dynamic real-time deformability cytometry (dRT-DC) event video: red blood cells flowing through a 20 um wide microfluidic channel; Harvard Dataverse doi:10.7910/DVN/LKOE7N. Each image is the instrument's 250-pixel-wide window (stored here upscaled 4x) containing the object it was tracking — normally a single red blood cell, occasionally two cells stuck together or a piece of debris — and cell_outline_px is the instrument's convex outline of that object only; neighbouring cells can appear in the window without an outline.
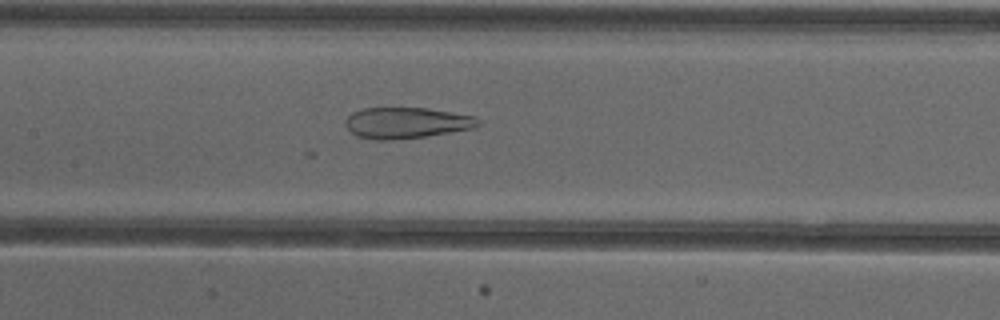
{"species": "common noctule bat (a hibernating species)", "species_latin": "Nyctalus noctula", "temperature_condition": "cold", "stored_images_in_passage": 47, "camera_frame_rate_fps": 3000, "um_per_image_px": 0.085, "animal": {"sex": "female"}, "frame": {"image": 1, "passage_image": 20, "time_ms": 6.333, "image_size_px": [1000, 320], "cell_outline_px": [[480, 124], [476, 128], [424, 136], [392, 140], [376, 140], [356, 136], [344, 124], [344, 120], [352, 112], [364, 108], [428, 108], [476, 116], [480, 120]], "centroid_in_image_um": [34.56, 10.44], "position_along_channel_um": 172.8, "area_um2": 24.1}}
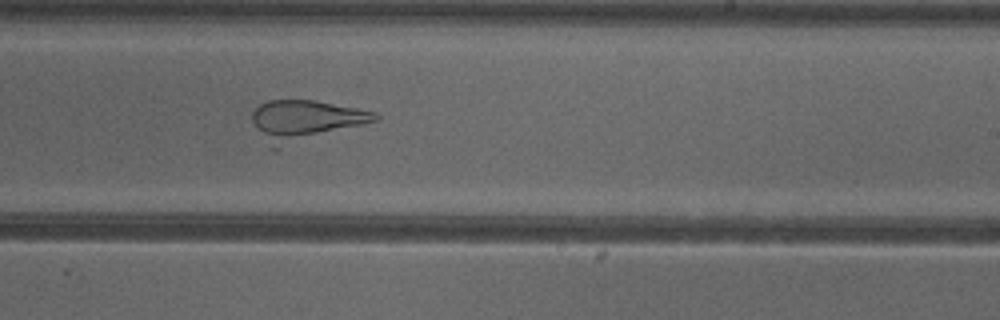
{"frame": {"image": 2, "passage_image": 27, "time_ms": 8.667, "image_size_px": [1000, 320], "cell_outline_px": [[380, 120], [276, 152], [272, 148], [252, 120], [252, 112], [260, 104], [268, 100], [316, 100], [376, 112], [380, 116]], "centroid_in_image_um": [26.01, 10.29], "position_along_channel_um": 263.0, "area_um2": 29.82}}